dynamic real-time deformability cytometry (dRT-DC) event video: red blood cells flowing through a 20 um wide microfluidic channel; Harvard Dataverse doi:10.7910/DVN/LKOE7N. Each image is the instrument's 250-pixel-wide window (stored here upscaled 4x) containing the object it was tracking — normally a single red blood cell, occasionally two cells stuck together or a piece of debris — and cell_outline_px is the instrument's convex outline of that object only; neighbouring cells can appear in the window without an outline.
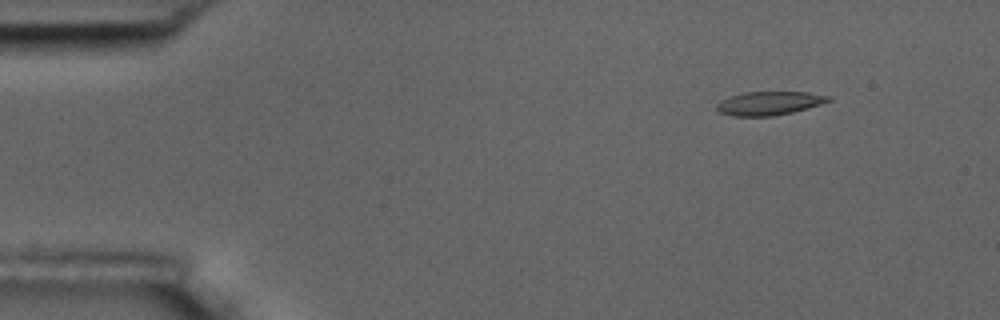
{"species": "common noctule bat (a hibernating species)", "species_latin": "Nyctalus noctula", "temperature_condition": "room temperature", "stored_images_in_passage": 2, "camera_frame_rate_fps": 3000, "um_per_image_px": 0.085, "animal": {"sex": "male", "body_mass_g": 17.5, "forearm_length_mm": 52.3}, "frame": {"image": 1, "passage_image": 2, "time_ms": 2.0, "image_size_px": [1000, 320], "cell_outline_px": [[832, 100], [820, 104], [792, 112], [772, 116], [732, 116], [720, 112], [716, 108], [716, 104], [720, 100], [728, 96], [744, 92], [808, 92], [832, 96]], "centroid_in_image_um": [65.36, 8.76], "position_along_channel_um": 19.6, "area_um2": 15.43}}